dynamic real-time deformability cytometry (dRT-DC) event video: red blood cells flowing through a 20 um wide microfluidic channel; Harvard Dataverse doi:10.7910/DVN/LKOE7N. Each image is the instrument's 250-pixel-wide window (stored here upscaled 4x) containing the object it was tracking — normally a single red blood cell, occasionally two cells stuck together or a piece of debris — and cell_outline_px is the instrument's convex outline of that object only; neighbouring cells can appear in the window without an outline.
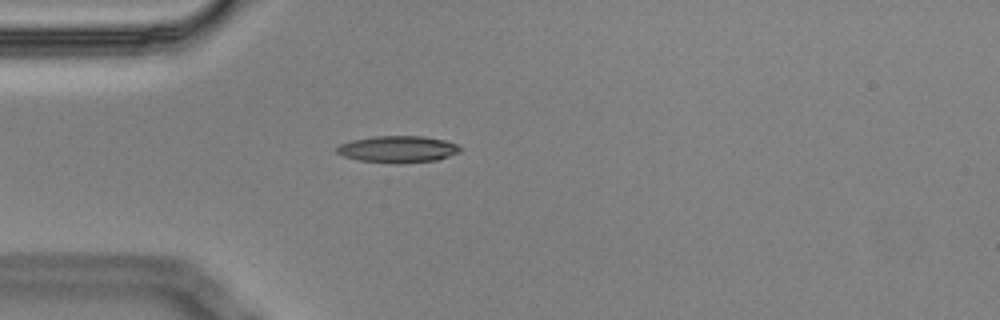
{"species": "Egyptian fruit bat (a non-hibernating species)", "species_latin": "Rousettus aegyptiacus", "temperature_condition": "cold", "stored_images_in_passage": 3, "camera_frame_rate_fps": 3000, "um_per_image_px": 0.085, "animal": {"sex": "male"}, "frame": {"image": 1, "passage_image": 3, "time_ms": 0.667, "image_size_px": [1000, 320], "cell_outline_px": [[464, 148], [460, 152], [436, 160], [400, 164], [396, 164], [360, 160], [344, 156], [336, 152], [336, 148], [340, 144], [352, 140], [372, 136], [424, 136], [444, 140], [456, 144]], "centroid_in_image_um": [33.84, 12.68], "position_along_channel_um": 51.2, "area_um2": 19.31}}